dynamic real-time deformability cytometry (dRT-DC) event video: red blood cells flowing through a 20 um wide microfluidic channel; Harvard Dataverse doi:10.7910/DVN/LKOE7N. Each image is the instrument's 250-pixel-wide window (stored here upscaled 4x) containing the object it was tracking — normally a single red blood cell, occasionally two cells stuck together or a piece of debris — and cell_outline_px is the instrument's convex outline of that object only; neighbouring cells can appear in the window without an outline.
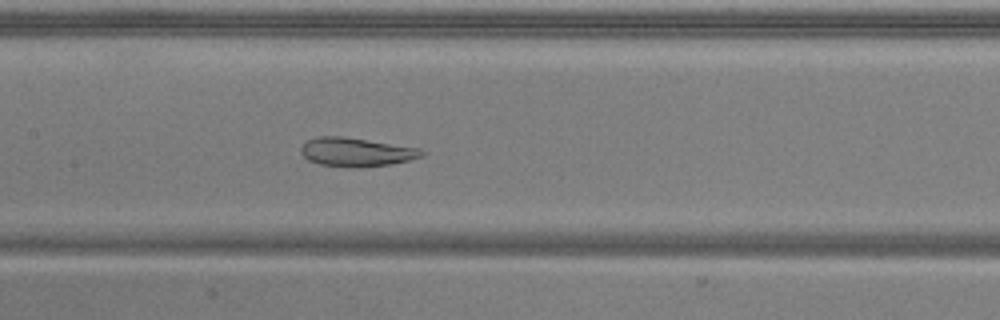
{"species": "common noctule bat (a hibernating species)", "species_latin": "Nyctalus noctula", "temperature_condition": "warm", "stored_images_in_passage": 51, "camera_frame_rate_fps": 3000, "um_per_image_px": 0.085, "animal": {"sex": "male", "body_mass_g": 20.5, "forearm_length_mm": 52.5}, "frame": {"image": 1, "passage_image": 25, "time_ms": 8.0, "image_size_px": [1000, 320], "cell_outline_px": [[424, 156], [408, 160], [388, 164], [360, 168], [352, 168], [320, 164], [308, 160], [300, 152], [300, 148], [308, 140], [320, 136], [344, 136], [420, 148], [424, 152]], "centroid_in_image_um": [30.28, 12.92], "position_along_channel_um": 177.1, "area_um2": 20.23}}
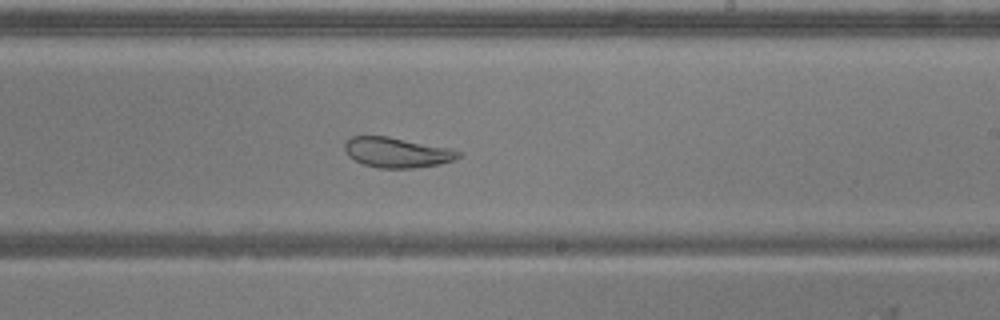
{"frame": {"image": 2, "passage_image": 31, "time_ms": 10.0, "image_size_px": [1000, 320], "cell_outline_px": [[464, 152], [460, 156], [452, 160], [436, 164], [412, 168], [380, 168], [364, 164], [348, 156], [344, 148], [344, 140], [352, 136], [388, 136], [448, 148]], "centroid_in_image_um": [33.69, 12.94], "position_along_channel_um": 255.3, "area_um2": 19.77}}
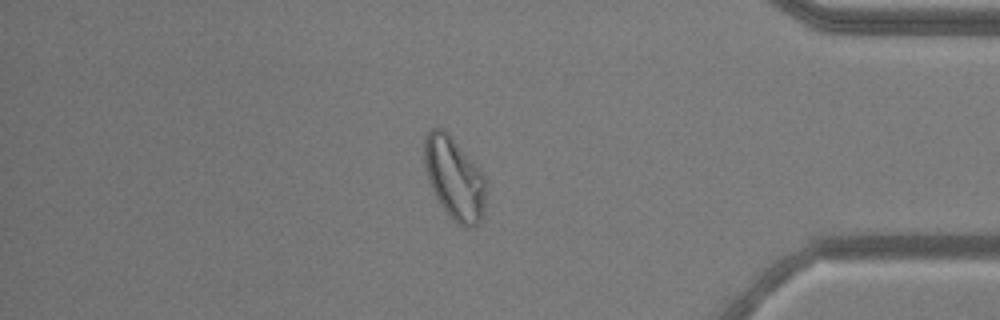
{"frame": {"image": 3, "passage_image": 44, "time_ms": 14.333, "image_size_px": [1000, 320], "cell_outline_px": [[484, 208], [480, 220], [472, 228], [464, 228], [452, 220], [440, 204], [432, 188], [424, 164], [424, 136], [432, 128], [444, 128], [448, 132], [480, 168], [484, 176]], "centroid_in_image_um": [38.61, 15.13], "position_along_channel_um": 396.6, "area_um2": 29.48}, "authors_computed_cell_mechanics": {"area_um2": 28.6688, "velocity_mm_per_s": 3.9326, "shape_relaxation_time_tau1_ms": 10.4046, "shape_relaxation_time_tau2_ms": 0.9793, "deformation_change_tau1": 0.259, "deformation_change_tau2": 0.0491}}